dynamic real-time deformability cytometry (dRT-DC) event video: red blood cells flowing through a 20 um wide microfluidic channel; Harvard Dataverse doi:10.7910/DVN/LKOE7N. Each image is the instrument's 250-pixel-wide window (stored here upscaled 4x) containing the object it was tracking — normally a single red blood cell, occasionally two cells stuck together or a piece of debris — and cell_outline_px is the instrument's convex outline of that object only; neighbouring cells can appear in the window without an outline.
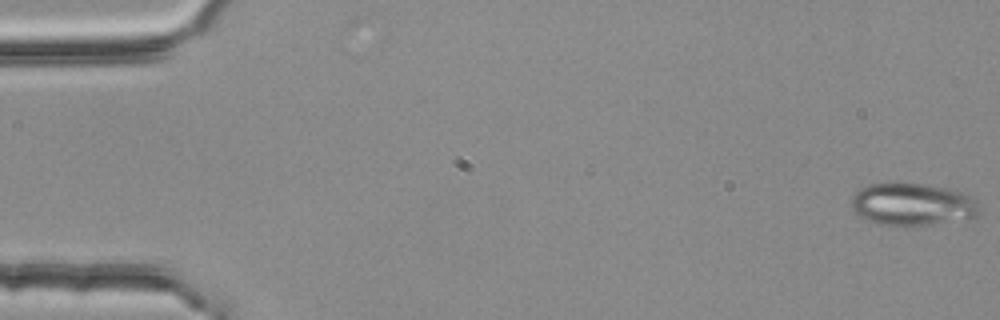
{"species": "common noctule bat (a hibernating species)", "species_latin": "Nyctalus noctula", "temperature_condition": "room temperature", "stored_images_in_passage": 4, "camera_frame_rate_fps": 3000, "um_per_image_px": 0.085, "animal": {"sex": "female", "body_mass_g": 25.1}, "frame": {"image": 1, "passage_image": 1, "time_ms": 0.0, "image_size_px": [1000, 320], "cell_outline_px": [[980, 212], [976, 216], [904, 228], [876, 224], [860, 216], [852, 208], [852, 196], [860, 188], [868, 184], [888, 180], [896, 180], [952, 188], [964, 192], [972, 196], [976, 200], [980, 208]], "centroid_in_image_um": [77.52, 17.33], "position_along_channel_um": 7.5, "area_um2": 32.77}}